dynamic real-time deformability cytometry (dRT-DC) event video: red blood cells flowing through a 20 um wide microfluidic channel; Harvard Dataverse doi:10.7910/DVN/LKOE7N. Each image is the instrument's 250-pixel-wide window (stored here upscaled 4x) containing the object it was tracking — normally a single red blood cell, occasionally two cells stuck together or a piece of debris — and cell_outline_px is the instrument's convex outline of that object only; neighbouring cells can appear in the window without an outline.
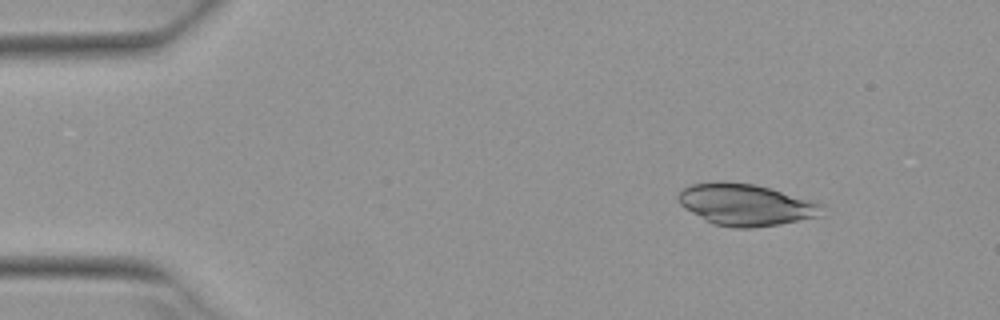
{"species": "Egyptian fruit bat (a non-hibernating species)", "species_latin": "Rousettus aegyptiacus", "temperature_condition": "warm", "stored_images_in_passage": 3, "camera_frame_rate_fps": 3000, "um_per_image_px": 0.085, "animal": {"sex": "female"}, "frame": {"image": 1, "passage_image": 1, "time_ms": 0.0, "image_size_px": [1000, 320], "cell_outline_px": [[824, 216], [780, 224], [752, 228], [732, 228], [712, 224], [704, 220], [684, 208], [680, 204], [676, 196], [684, 188], [692, 184], [716, 180], [724, 180], [752, 184], [768, 188], [812, 200], [824, 204]], "centroid_in_image_um": [63.4, 17.4], "position_along_channel_um": 21.6, "area_um2": 35.43}}